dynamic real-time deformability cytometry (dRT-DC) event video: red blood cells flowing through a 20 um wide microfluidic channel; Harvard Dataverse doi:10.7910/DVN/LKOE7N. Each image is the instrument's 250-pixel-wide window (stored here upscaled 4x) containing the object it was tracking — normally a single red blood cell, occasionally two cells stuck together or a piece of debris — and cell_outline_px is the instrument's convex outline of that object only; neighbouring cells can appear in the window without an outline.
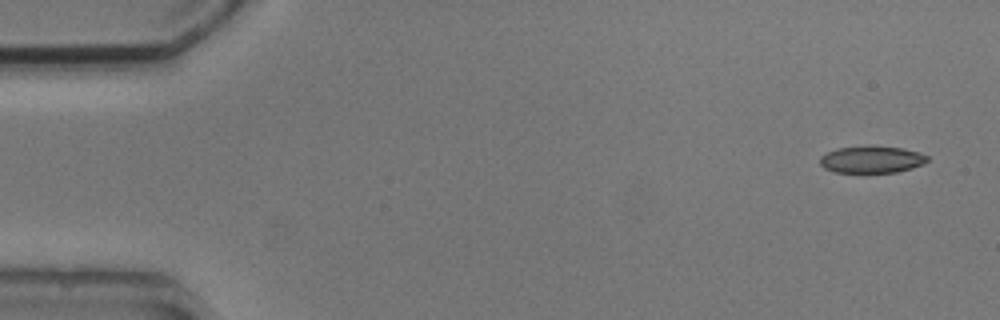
{"species": "common noctule bat (a hibernating species)", "species_latin": "Nyctalus noctula", "temperature_condition": "cold", "stored_images_in_passage": 4, "camera_frame_rate_fps": 3000, "um_per_image_px": 0.085, "animal": {"sex": "male", "body_mass_g": 20.5, "forearm_length_mm": 52.5}, "frame": {"image": 1, "passage_image": 1, "time_ms": 0.0, "image_size_px": [1000, 320], "cell_outline_px": [[928, 160], [924, 164], [912, 168], [896, 172], [836, 172], [824, 168], [820, 164], [820, 156], [836, 148], [872, 144], [904, 148], [928, 156]], "centroid_in_image_um": [74.08, 13.53], "position_along_channel_um": 10.9, "area_um2": 17.17}}